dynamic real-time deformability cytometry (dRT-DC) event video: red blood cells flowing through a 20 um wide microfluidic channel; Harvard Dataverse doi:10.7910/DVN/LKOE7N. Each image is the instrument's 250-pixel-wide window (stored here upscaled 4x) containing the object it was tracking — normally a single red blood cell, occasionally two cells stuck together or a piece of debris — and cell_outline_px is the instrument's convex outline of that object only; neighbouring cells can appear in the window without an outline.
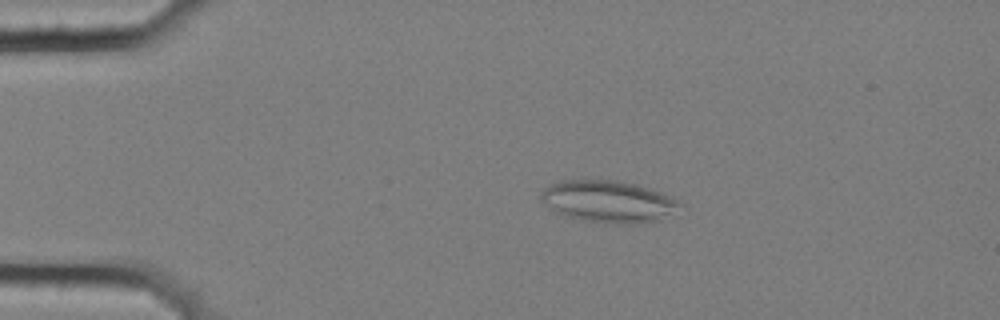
{"species": "common noctule bat (a hibernating species)", "species_latin": "Nyctalus noctula", "temperature_condition": "cold", "stored_images_in_passage": 8, "camera_frame_rate_fps": 3000, "um_per_image_px": 0.085, "animal": {"sex": "female", "body_mass_g": 25.1}, "frame": {"image": 1, "passage_image": 3, "time_ms": 0.667, "image_size_px": [1000, 320], "cell_outline_px": [[684, 204], [656, 220], [640, 224], [612, 224], [584, 220], [564, 216], [556, 212], [544, 204], [540, 200], [540, 192], [544, 188], [560, 180], [616, 180], [636, 184], [660, 192]], "centroid_in_image_um": [51.63, 17.12], "position_along_channel_um": 33.4, "area_um2": 33.7}}
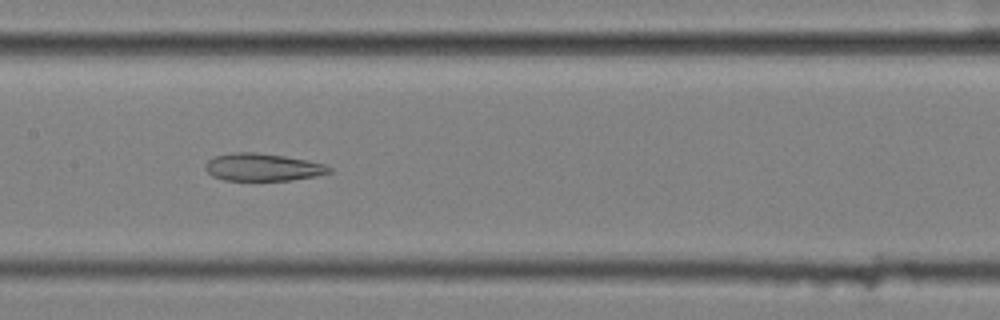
{"frame": {"image": 2, "passage_image": 8, "time_ms": 2.333, "image_size_px": [1000, 320], "cell_outline_px": [[332, 172], [316, 176], [292, 180], [224, 180], [212, 176], [204, 168], [204, 164], [212, 156], [232, 152], [256, 152], [284, 156], [324, 164], [332, 168]], "centroid_in_image_um": [22.28, 14.21], "position_along_channel_um": 185.1, "area_um2": 19.94}}